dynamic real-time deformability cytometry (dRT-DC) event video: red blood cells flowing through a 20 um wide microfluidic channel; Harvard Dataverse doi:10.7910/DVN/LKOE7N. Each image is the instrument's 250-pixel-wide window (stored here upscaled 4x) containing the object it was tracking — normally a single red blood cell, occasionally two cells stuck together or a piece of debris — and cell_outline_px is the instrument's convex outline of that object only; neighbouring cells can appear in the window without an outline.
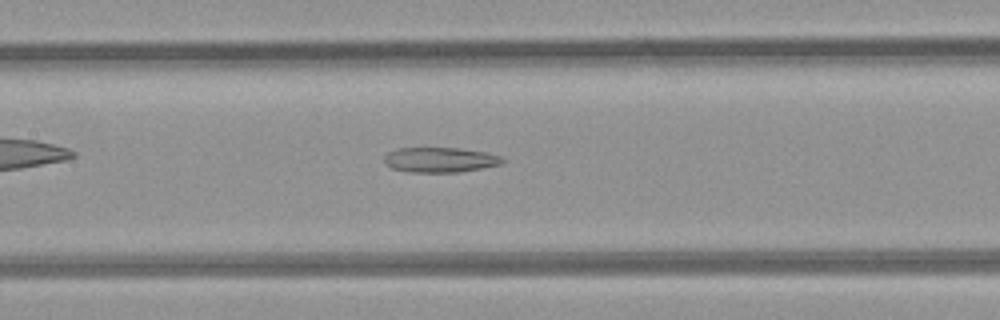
{"species": "common noctule bat (a hibernating species)", "species_latin": "Nyctalus noctula", "temperature_condition": "room temperature", "stored_images_in_passage": 35, "camera_frame_rate_fps": 3000, "um_per_image_px": 0.085, "animal": {"sex": "female", "body_mass_g": 21.9}, "frame": {"image": 1, "passage_image": 9, "time_ms": 2.667, "image_size_px": [1000, 320], "cell_outline_px": [[504, 160], [500, 164], [484, 168], [460, 172], [408, 172], [392, 168], [384, 164], [384, 156], [388, 152], [396, 148], [460, 148], [488, 152], [500, 156]], "centroid_in_image_um": [37.39, 13.58], "position_along_channel_um": 170.0, "area_um2": 17.4}}
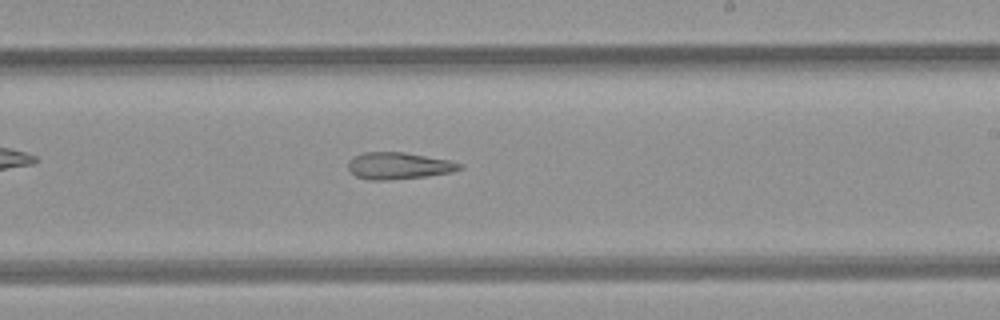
{"frame": {"image": 2, "passage_image": 15, "time_ms": 4.667, "image_size_px": [1000, 320], "cell_outline_px": [[464, 164], [460, 168], [452, 172], [428, 176], [388, 180], [368, 180], [356, 176], [348, 168], [348, 160], [352, 156], [364, 152], [404, 152], [448, 160]], "centroid_in_image_um": [33.85, 14.09], "position_along_channel_um": 255.1, "area_um2": 17.46}}
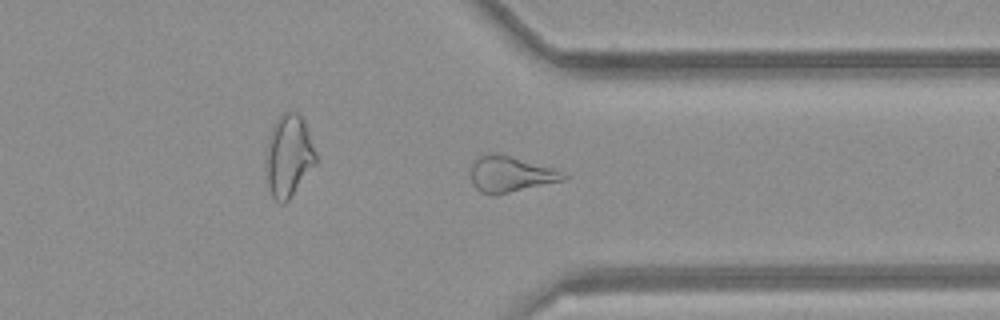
{"frame": {"image": 3, "passage_image": 23, "time_ms": 7.333, "image_size_px": [1000, 320], "cell_outline_px": [[568, 176], [564, 180], [496, 196], [492, 196], [480, 192], [472, 184], [472, 164], [480, 156], [492, 152], [496, 152], [512, 156], [552, 168], [564, 172]], "centroid_in_image_um": [43.39, 14.82], "position_along_channel_um": 368.0, "area_um2": 19.48}, "authors_computed_cell_mechanics": {"area_um2": 18.785, "velocity_mm_per_s": 4.2735, "shape_relaxation_time_tau1_ms": null, "shape_relaxation_time_tau2_ms": 10.8228, "deformation_change_tau1": null, "deformation_change_tau2": 0.2931}}